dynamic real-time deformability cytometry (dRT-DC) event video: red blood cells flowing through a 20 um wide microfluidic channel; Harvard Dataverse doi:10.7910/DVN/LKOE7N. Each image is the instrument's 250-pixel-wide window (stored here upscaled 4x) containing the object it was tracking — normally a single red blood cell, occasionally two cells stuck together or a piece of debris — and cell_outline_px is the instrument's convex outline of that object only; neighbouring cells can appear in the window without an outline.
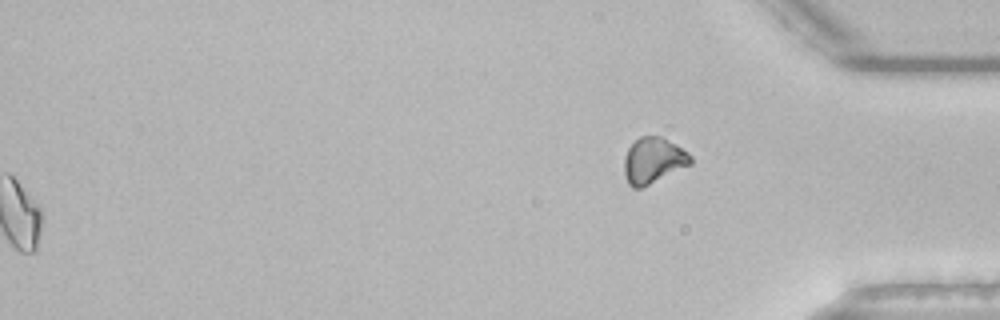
{"species": "common noctule bat (a hibernating species)", "species_latin": "Nyctalus noctula", "temperature_condition": "room temperature", "stored_images_in_passage": 54, "segment_of_instrument_passage": [2, 2], "camera_frame_rate_fps": 3000, "um_per_image_px": 0.085, "animal": {"sex": "male", "body_mass_g": 21.5, "forearm_length_mm": 52.0}, "frame": {"image": 1, "passage_image": 54, "time_ms": 17.667, "image_size_px": [1000, 320], "cell_outline_px": [[692, 164], [640, 188], [632, 188], [628, 184], [624, 176], [624, 156], [628, 148], [640, 136], [660, 136], [676, 144], [688, 152], [692, 156]], "centroid_in_image_um": [55.52, 13.64], "position_along_channel_um": 379.7, "area_um2": 17.74}}